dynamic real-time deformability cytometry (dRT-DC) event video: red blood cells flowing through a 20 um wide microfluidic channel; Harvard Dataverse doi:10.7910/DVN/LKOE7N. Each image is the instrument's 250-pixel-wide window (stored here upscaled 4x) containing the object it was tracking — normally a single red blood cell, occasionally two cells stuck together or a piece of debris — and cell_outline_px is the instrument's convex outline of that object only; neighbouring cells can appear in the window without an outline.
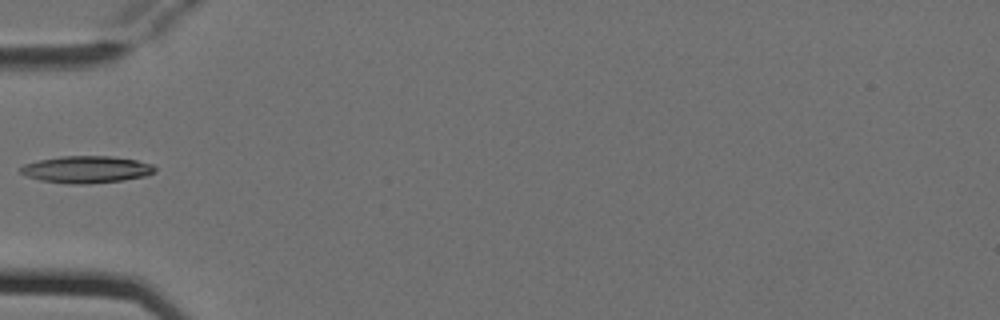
{"species": "Egyptian fruit bat (a non-hibernating species)", "species_latin": "Rousettus aegyptiacus", "temperature_condition": "cold", "stored_images_in_passage": 1, "camera_frame_rate_fps": 3000, "um_per_image_px": 0.085, "animal": {"sex": "female"}, "frame": {"image": 1, "passage_image": 1, "time_ms": 0.0, "image_size_px": [1000, 320], "cell_outline_px": [[156, 172], [144, 176], [124, 180], [80, 184], [68, 184], [40, 180], [28, 176], [20, 172], [20, 168], [24, 164], [40, 160], [60, 156], [112, 156], [136, 160], [152, 164], [156, 168]], "centroid_in_image_um": [7.36, 14.4], "position_along_channel_um": 77.6, "area_um2": 21.04}}